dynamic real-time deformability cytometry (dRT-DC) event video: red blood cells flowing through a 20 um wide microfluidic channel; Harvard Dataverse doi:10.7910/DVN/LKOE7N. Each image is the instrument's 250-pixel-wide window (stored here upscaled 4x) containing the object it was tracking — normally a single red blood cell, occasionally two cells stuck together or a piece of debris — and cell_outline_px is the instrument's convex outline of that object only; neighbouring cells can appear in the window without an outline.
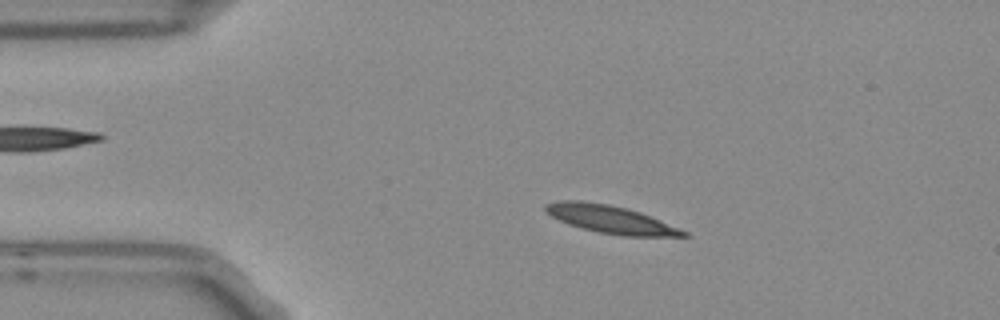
{"species": "Egyptian fruit bat (a non-hibernating species)", "species_latin": "Rousettus aegyptiacus", "temperature_condition": "room temperature", "stored_images_in_passage": 3, "camera_frame_rate_fps": 3000, "um_per_image_px": 0.085, "frame": {"image": 1, "passage_image": 2, "time_ms": 0.333, "image_size_px": [1000, 320], "cell_outline_px": [[692, 236], [624, 236], [600, 232], [580, 228], [568, 224], [552, 216], [544, 208], [544, 204], [560, 200], [580, 200], [608, 204], [628, 208], [640, 212], [680, 228], [688, 232]], "centroid_in_image_um": [51.91, 18.64], "position_along_channel_um": 33.1, "area_um2": 22.31}}